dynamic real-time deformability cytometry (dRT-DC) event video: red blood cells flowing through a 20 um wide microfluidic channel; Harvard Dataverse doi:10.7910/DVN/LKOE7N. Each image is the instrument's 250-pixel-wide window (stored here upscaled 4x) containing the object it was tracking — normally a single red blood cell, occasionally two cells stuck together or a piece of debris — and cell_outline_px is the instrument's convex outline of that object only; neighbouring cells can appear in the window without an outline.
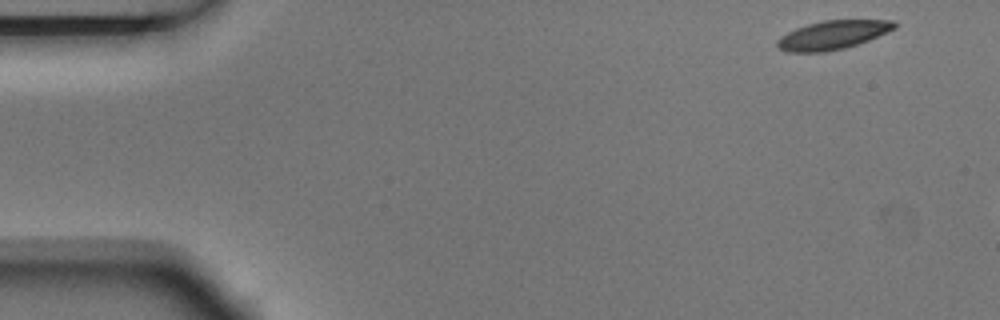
{"species": "Egyptian fruit bat (a non-hibernating species)", "species_latin": "Rousettus aegyptiacus", "temperature_condition": "room temperature", "stored_images_in_passage": 3, "camera_frame_rate_fps": 3000, "um_per_image_px": 0.085, "animal": {"sex": "male"}, "frame": {"image": 1, "passage_image": 1, "time_ms": 0.0, "image_size_px": [1000, 320], "cell_outline_px": [[896, 28], [868, 40], [844, 48], [824, 52], [788, 52], [780, 48], [776, 44], [776, 40], [780, 36], [796, 28], [808, 24], [824, 20], [892, 20], [896, 24]], "centroid_in_image_um": [70.75, 2.97], "position_along_channel_um": 14.2, "area_um2": 19.42}}